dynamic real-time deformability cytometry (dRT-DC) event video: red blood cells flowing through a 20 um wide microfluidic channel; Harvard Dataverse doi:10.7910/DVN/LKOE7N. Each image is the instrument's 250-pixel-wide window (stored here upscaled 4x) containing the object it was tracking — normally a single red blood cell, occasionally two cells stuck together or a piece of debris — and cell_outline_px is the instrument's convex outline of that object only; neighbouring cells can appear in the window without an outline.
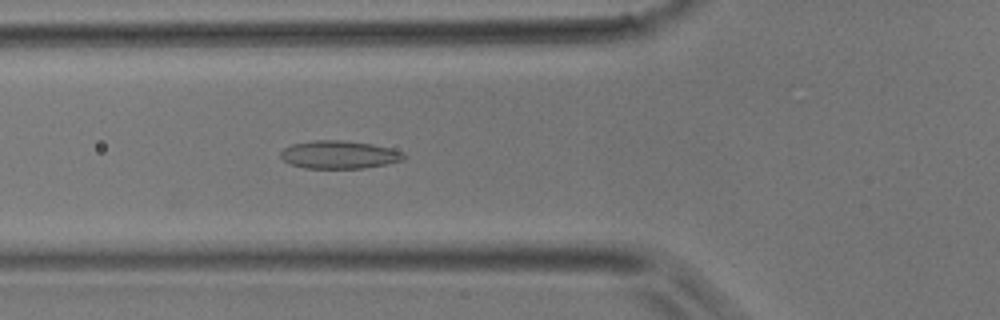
{"species": "common noctule bat (a hibernating species)", "species_latin": "Nyctalus noctula", "temperature_condition": "room temperature", "stored_images_in_passage": 22, "camera_frame_rate_fps": 3000, "um_per_image_px": 0.085, "animal": {"sex": "male", "body_mass_g": 17.9}, "frame": {"image": 1, "passage_image": 4, "time_ms": 1.0, "image_size_px": [1000, 320], "cell_outline_px": [[408, 156], [404, 160], [364, 168], [304, 168], [292, 164], [284, 160], [280, 156], [280, 152], [284, 148], [292, 144], [312, 140], [340, 140], [372, 144], [392, 148], [404, 152]], "centroid_in_image_um": [28.86, 13.14], "position_along_channel_um": 96.9, "area_um2": 20.11}}
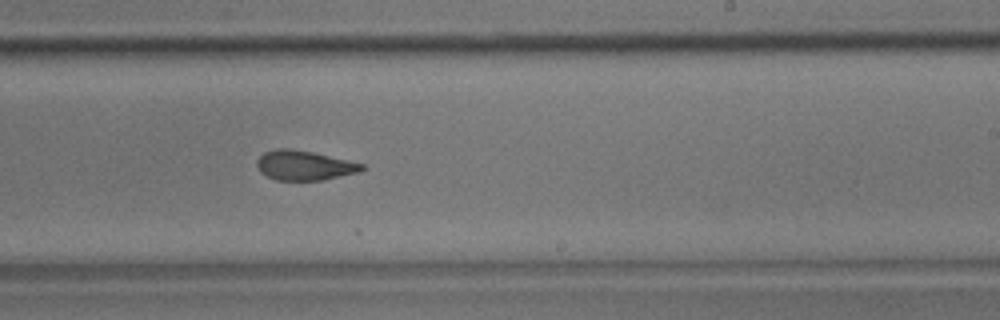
{"frame": {"image": 2, "passage_image": 15, "time_ms": 4.667, "image_size_px": [1000, 320], "cell_outline_px": [[368, 168], [360, 172], [324, 180], [276, 180], [260, 172], [256, 164], [256, 160], [264, 152], [276, 148], [288, 148], [312, 152], [364, 164]], "centroid_in_image_um": [25.88, 14.06], "position_along_channel_um": 263.1, "area_um2": 18.21}}
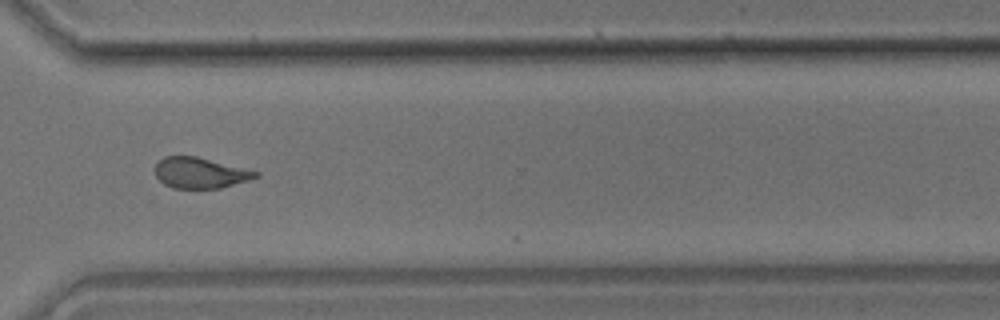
{"frame": {"image": 3, "passage_image": 21, "time_ms": 6.667, "image_size_px": [1000, 320], "cell_outline_px": [[260, 176], [248, 180], [220, 188], [172, 188], [164, 184], [156, 176], [156, 164], [164, 156], [196, 156], [260, 172]], "centroid_in_image_um": [17.01, 14.69], "position_along_channel_um": 353.6, "area_um2": 17.86}}